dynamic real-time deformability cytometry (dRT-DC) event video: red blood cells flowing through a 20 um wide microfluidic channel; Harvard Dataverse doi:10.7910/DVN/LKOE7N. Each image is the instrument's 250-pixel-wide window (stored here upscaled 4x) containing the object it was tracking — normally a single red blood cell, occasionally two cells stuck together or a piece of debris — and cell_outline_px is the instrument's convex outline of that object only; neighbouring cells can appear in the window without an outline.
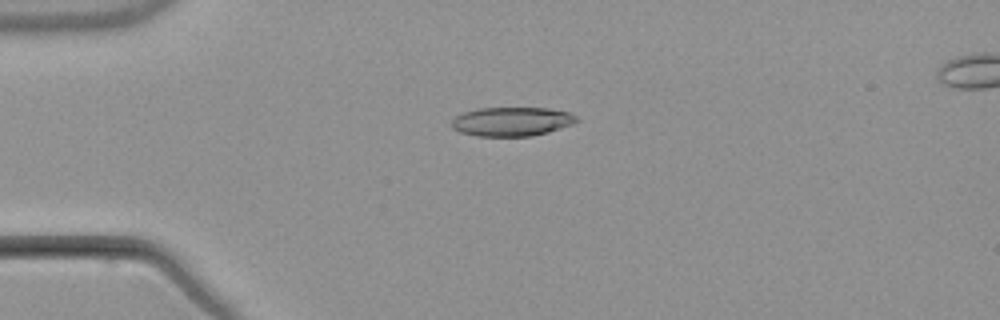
{"species": "common noctule bat (a hibernating species)", "species_latin": "Nyctalus noctula", "temperature_condition": "warm", "stored_images_in_passage": 5, "camera_frame_rate_fps": 3000, "um_per_image_px": 0.085, "animal": {"sex": "male", "body_mass_g": 21.5, "forearm_length_mm": 52.0}, "frame": {"image": 1, "passage_image": 3, "time_ms": 2.333, "image_size_px": [1000, 320], "cell_outline_px": [[580, 120], [572, 124], [548, 132], [532, 136], [476, 136], [460, 132], [452, 128], [448, 124], [456, 116], [464, 112], [480, 108], [548, 108], [568, 112], [576, 116]], "centroid_in_image_um": [43.48, 10.33], "position_along_channel_um": 41.5, "area_um2": 21.21}}
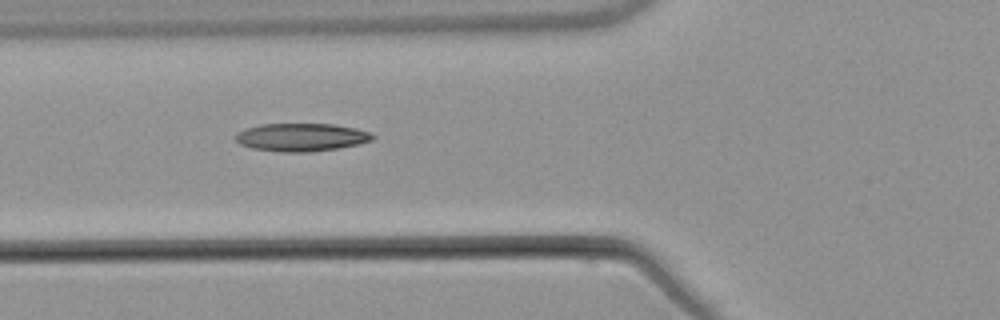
{"frame": {"image": 2, "passage_image": 5, "time_ms": 4.667, "image_size_px": [1000, 320], "cell_outline_px": [[376, 136], [372, 140], [360, 144], [336, 148], [308, 152], [280, 152], [252, 148], [240, 144], [232, 136], [236, 132], [244, 128], [260, 124], [332, 124], [356, 128], [368, 132]], "centroid_in_image_um": [25.56, 11.66], "position_along_channel_um": 100.2, "area_um2": 22.48}}